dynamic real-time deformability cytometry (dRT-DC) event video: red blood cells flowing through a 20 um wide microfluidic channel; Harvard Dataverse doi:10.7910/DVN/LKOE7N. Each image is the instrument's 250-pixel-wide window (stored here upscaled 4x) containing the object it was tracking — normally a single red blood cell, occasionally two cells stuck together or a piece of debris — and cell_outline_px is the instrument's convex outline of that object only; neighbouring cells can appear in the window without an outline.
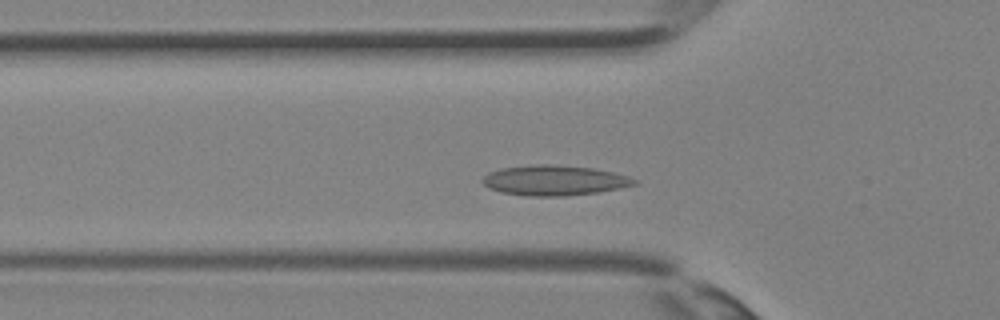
{"species": "Egyptian fruit bat (a non-hibernating species)", "species_latin": "Rousettus aegyptiacus", "temperature_condition": "room temperature", "stored_images_in_passage": 23, "camera_frame_rate_fps": 3000, "um_per_image_px": 0.085, "animal": {"sex": "female"}, "frame": {"image": 1, "passage_image": 6, "time_ms": 1.667, "image_size_px": [1000, 320], "cell_outline_px": [[636, 184], [596, 192], [564, 196], [528, 196], [500, 192], [484, 184], [480, 180], [488, 172], [504, 168], [532, 164], [552, 164], [592, 168], [612, 172], [628, 176], [636, 180]], "centroid_in_image_um": [47.07, 15.32], "position_along_channel_um": 78.7, "area_um2": 26.36}}
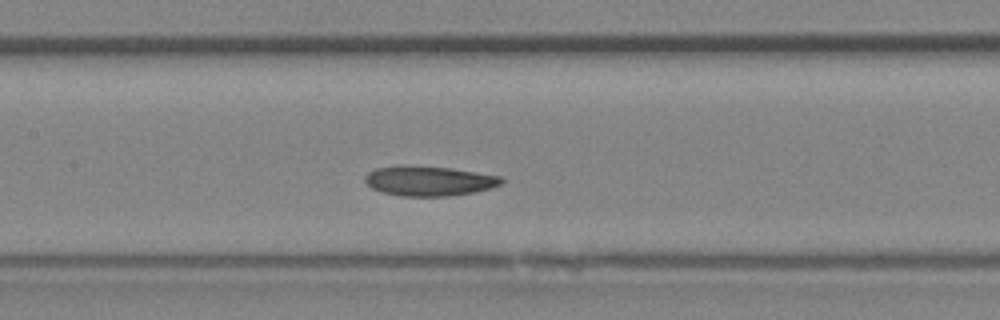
{"frame": {"image": 2, "passage_image": 11, "time_ms": 3.333, "image_size_px": [1000, 320], "cell_outline_px": [[504, 180], [500, 184], [492, 188], [476, 192], [448, 196], [400, 196], [380, 192], [372, 188], [364, 180], [364, 176], [368, 172], [376, 168], [408, 164], [452, 168], [504, 176]], "centroid_in_image_um": [36.48, 15.36], "position_along_channel_um": 170.9, "area_um2": 24.22}}
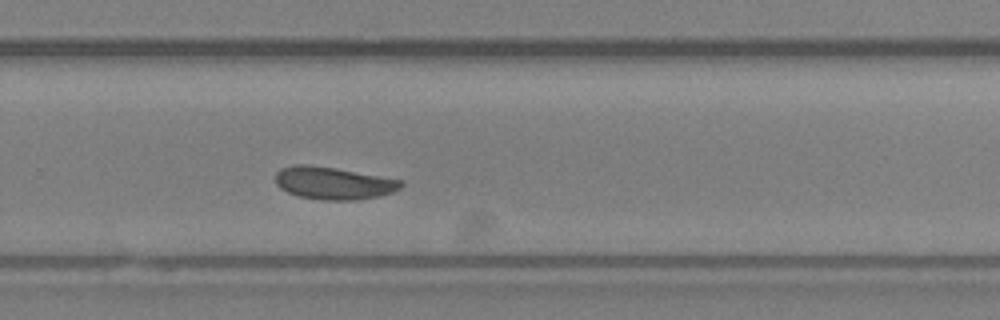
{"frame": {"image": 3, "passage_image": 18, "time_ms": 5.667, "image_size_px": [1000, 320], "cell_outline_px": [[404, 184], [400, 188], [392, 192], [380, 196], [356, 200], [320, 200], [300, 196], [288, 192], [280, 188], [276, 184], [276, 172], [280, 168], [296, 164], [308, 164], [336, 168], [404, 180]], "centroid_in_image_um": [28.35, 15.56], "position_along_channel_um": 301.4, "area_um2": 23.93}}